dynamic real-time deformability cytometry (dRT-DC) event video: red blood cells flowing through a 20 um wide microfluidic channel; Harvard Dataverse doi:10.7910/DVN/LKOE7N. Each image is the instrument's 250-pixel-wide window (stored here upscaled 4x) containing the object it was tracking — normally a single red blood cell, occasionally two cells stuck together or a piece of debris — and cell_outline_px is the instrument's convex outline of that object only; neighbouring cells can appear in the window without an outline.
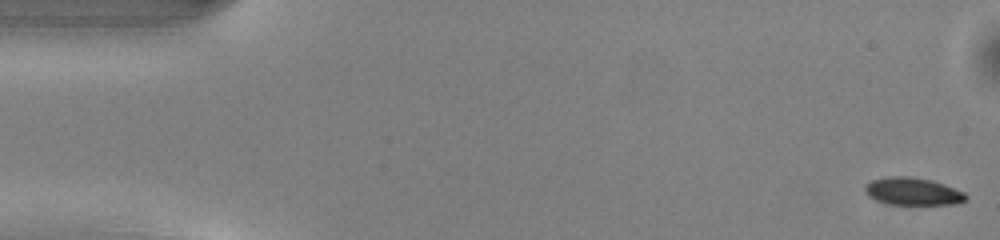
{"species": "common noctule bat (a hibernating species)", "species_latin": "Nyctalus noctula", "temperature_condition": "warm", "stored_images_in_passage": 14, "camera_frame_rate_fps": 3000, "um_per_image_px": 0.085, "animal": {"sex": "male", "body_mass_g": 13.0, "forearm_length_mm": 53.1}, "frame": {"image": 1, "passage_image": 1, "time_ms": 0.0, "image_size_px": [1000, 240], "cell_outline_px": [[968, 196], [964, 200], [956, 204], [888, 204], [876, 200], [868, 196], [864, 192], [864, 184], [872, 180], [884, 176], [912, 176], [932, 180], [944, 184], [964, 192]], "centroid_in_image_um": [77.54, 16.25], "position_along_channel_um": 7.5, "area_um2": 16.36}}
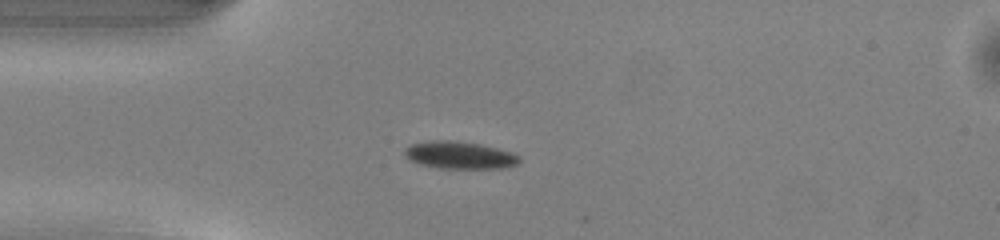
{"frame": {"image": 2, "passage_image": 13, "time_ms": 4.0, "image_size_px": [1000, 240], "cell_outline_px": [[520, 160], [516, 164], [500, 168], [440, 168], [420, 164], [408, 160], [404, 156], [404, 148], [412, 144], [432, 140], [456, 140], [480, 144], [512, 152], [520, 156]], "centroid_in_image_um": [39.02, 13.18], "position_along_channel_um": 46.0, "area_um2": 18.32}}